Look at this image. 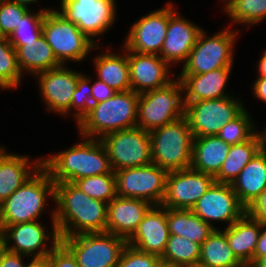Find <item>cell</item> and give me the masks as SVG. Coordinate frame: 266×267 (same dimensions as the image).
Listing matches in <instances>:
<instances>
[{
    "instance_id": "obj_1",
    "label": "cell",
    "mask_w": 266,
    "mask_h": 267,
    "mask_svg": "<svg viewBox=\"0 0 266 267\" xmlns=\"http://www.w3.org/2000/svg\"><path fill=\"white\" fill-rule=\"evenodd\" d=\"M54 203L60 238L106 232L108 203L91 198L74 183H55Z\"/></svg>"
},
{
    "instance_id": "obj_2",
    "label": "cell",
    "mask_w": 266,
    "mask_h": 267,
    "mask_svg": "<svg viewBox=\"0 0 266 267\" xmlns=\"http://www.w3.org/2000/svg\"><path fill=\"white\" fill-rule=\"evenodd\" d=\"M84 138L55 155L42 158V166L54 183L72 182L84 177L115 173L99 139Z\"/></svg>"
},
{
    "instance_id": "obj_3",
    "label": "cell",
    "mask_w": 266,
    "mask_h": 267,
    "mask_svg": "<svg viewBox=\"0 0 266 267\" xmlns=\"http://www.w3.org/2000/svg\"><path fill=\"white\" fill-rule=\"evenodd\" d=\"M138 100L139 94L131 89L92 104L77 124L80 136L100 139L111 132L137 127Z\"/></svg>"
},
{
    "instance_id": "obj_4",
    "label": "cell",
    "mask_w": 266,
    "mask_h": 267,
    "mask_svg": "<svg viewBox=\"0 0 266 267\" xmlns=\"http://www.w3.org/2000/svg\"><path fill=\"white\" fill-rule=\"evenodd\" d=\"M54 201L55 183L41 166L11 196L0 204V230L8 225L38 221L47 198Z\"/></svg>"
},
{
    "instance_id": "obj_5",
    "label": "cell",
    "mask_w": 266,
    "mask_h": 267,
    "mask_svg": "<svg viewBox=\"0 0 266 267\" xmlns=\"http://www.w3.org/2000/svg\"><path fill=\"white\" fill-rule=\"evenodd\" d=\"M149 133L152 163L168 172L191 167L194 136L185 117Z\"/></svg>"
},
{
    "instance_id": "obj_6",
    "label": "cell",
    "mask_w": 266,
    "mask_h": 267,
    "mask_svg": "<svg viewBox=\"0 0 266 267\" xmlns=\"http://www.w3.org/2000/svg\"><path fill=\"white\" fill-rule=\"evenodd\" d=\"M42 36L52 48L61 65L70 61L80 62L90 51L99 47V41L91 40L79 27L67 21L57 10L46 12L42 23Z\"/></svg>"
},
{
    "instance_id": "obj_7",
    "label": "cell",
    "mask_w": 266,
    "mask_h": 267,
    "mask_svg": "<svg viewBox=\"0 0 266 267\" xmlns=\"http://www.w3.org/2000/svg\"><path fill=\"white\" fill-rule=\"evenodd\" d=\"M185 104L181 81L139 94L137 127L148 132L184 117Z\"/></svg>"
},
{
    "instance_id": "obj_8",
    "label": "cell",
    "mask_w": 266,
    "mask_h": 267,
    "mask_svg": "<svg viewBox=\"0 0 266 267\" xmlns=\"http://www.w3.org/2000/svg\"><path fill=\"white\" fill-rule=\"evenodd\" d=\"M238 32V29L228 27L208 37L202 29L180 74H203L220 68H232Z\"/></svg>"
},
{
    "instance_id": "obj_9",
    "label": "cell",
    "mask_w": 266,
    "mask_h": 267,
    "mask_svg": "<svg viewBox=\"0 0 266 267\" xmlns=\"http://www.w3.org/2000/svg\"><path fill=\"white\" fill-rule=\"evenodd\" d=\"M79 267H116L127 240L109 232L86 233L60 238Z\"/></svg>"
},
{
    "instance_id": "obj_10",
    "label": "cell",
    "mask_w": 266,
    "mask_h": 267,
    "mask_svg": "<svg viewBox=\"0 0 266 267\" xmlns=\"http://www.w3.org/2000/svg\"><path fill=\"white\" fill-rule=\"evenodd\" d=\"M113 171L152 163L150 133L139 127L115 131L102 136Z\"/></svg>"
},
{
    "instance_id": "obj_11",
    "label": "cell",
    "mask_w": 266,
    "mask_h": 267,
    "mask_svg": "<svg viewBox=\"0 0 266 267\" xmlns=\"http://www.w3.org/2000/svg\"><path fill=\"white\" fill-rule=\"evenodd\" d=\"M184 104V117L194 138L217 135L223 125L235 119L245 109L244 103L234 96Z\"/></svg>"
},
{
    "instance_id": "obj_12",
    "label": "cell",
    "mask_w": 266,
    "mask_h": 267,
    "mask_svg": "<svg viewBox=\"0 0 266 267\" xmlns=\"http://www.w3.org/2000/svg\"><path fill=\"white\" fill-rule=\"evenodd\" d=\"M115 172L117 196L161 205L166 192L168 171L154 163Z\"/></svg>"
},
{
    "instance_id": "obj_13",
    "label": "cell",
    "mask_w": 266,
    "mask_h": 267,
    "mask_svg": "<svg viewBox=\"0 0 266 267\" xmlns=\"http://www.w3.org/2000/svg\"><path fill=\"white\" fill-rule=\"evenodd\" d=\"M59 7L56 10L93 41L116 22V0H60Z\"/></svg>"
},
{
    "instance_id": "obj_14",
    "label": "cell",
    "mask_w": 266,
    "mask_h": 267,
    "mask_svg": "<svg viewBox=\"0 0 266 267\" xmlns=\"http://www.w3.org/2000/svg\"><path fill=\"white\" fill-rule=\"evenodd\" d=\"M50 216L52 221V229L50 231L52 232L48 231L47 227L45 225L43 226L39 221L13 224L4 227L2 231L7 241L8 251L26 255L29 258L48 256L60 242L54 219V209L51 211ZM47 243L51 245L48 246Z\"/></svg>"
},
{
    "instance_id": "obj_15",
    "label": "cell",
    "mask_w": 266,
    "mask_h": 267,
    "mask_svg": "<svg viewBox=\"0 0 266 267\" xmlns=\"http://www.w3.org/2000/svg\"><path fill=\"white\" fill-rule=\"evenodd\" d=\"M171 2L143 15L131 25L124 48L143 54L160 55L166 37L169 17L175 12Z\"/></svg>"
},
{
    "instance_id": "obj_16",
    "label": "cell",
    "mask_w": 266,
    "mask_h": 267,
    "mask_svg": "<svg viewBox=\"0 0 266 267\" xmlns=\"http://www.w3.org/2000/svg\"><path fill=\"white\" fill-rule=\"evenodd\" d=\"M214 182L213 176L191 167L169 171L161 205L170 209L191 210Z\"/></svg>"
},
{
    "instance_id": "obj_17",
    "label": "cell",
    "mask_w": 266,
    "mask_h": 267,
    "mask_svg": "<svg viewBox=\"0 0 266 267\" xmlns=\"http://www.w3.org/2000/svg\"><path fill=\"white\" fill-rule=\"evenodd\" d=\"M191 211L214 229H219L213 225L214 221L226 222L229 227L246 213V207L231 184L214 182Z\"/></svg>"
},
{
    "instance_id": "obj_18",
    "label": "cell",
    "mask_w": 266,
    "mask_h": 267,
    "mask_svg": "<svg viewBox=\"0 0 266 267\" xmlns=\"http://www.w3.org/2000/svg\"><path fill=\"white\" fill-rule=\"evenodd\" d=\"M81 74L61 65L34 75L38 77L40 95L48 111L70 116L72 96Z\"/></svg>"
},
{
    "instance_id": "obj_19",
    "label": "cell",
    "mask_w": 266,
    "mask_h": 267,
    "mask_svg": "<svg viewBox=\"0 0 266 267\" xmlns=\"http://www.w3.org/2000/svg\"><path fill=\"white\" fill-rule=\"evenodd\" d=\"M131 89L135 93L163 88L177 77L170 73L169 65L160 55L143 54L127 49Z\"/></svg>"
},
{
    "instance_id": "obj_20",
    "label": "cell",
    "mask_w": 266,
    "mask_h": 267,
    "mask_svg": "<svg viewBox=\"0 0 266 267\" xmlns=\"http://www.w3.org/2000/svg\"><path fill=\"white\" fill-rule=\"evenodd\" d=\"M169 236L167 208L162 205H152L134 234L127 240V245L161 258Z\"/></svg>"
},
{
    "instance_id": "obj_21",
    "label": "cell",
    "mask_w": 266,
    "mask_h": 267,
    "mask_svg": "<svg viewBox=\"0 0 266 267\" xmlns=\"http://www.w3.org/2000/svg\"><path fill=\"white\" fill-rule=\"evenodd\" d=\"M202 28L178 12L169 17L166 37L160 56L170 65L185 63ZM182 61V62H181Z\"/></svg>"
},
{
    "instance_id": "obj_22",
    "label": "cell",
    "mask_w": 266,
    "mask_h": 267,
    "mask_svg": "<svg viewBox=\"0 0 266 267\" xmlns=\"http://www.w3.org/2000/svg\"><path fill=\"white\" fill-rule=\"evenodd\" d=\"M151 206L145 200L116 196L108 203L106 232L128 240Z\"/></svg>"
},
{
    "instance_id": "obj_23",
    "label": "cell",
    "mask_w": 266,
    "mask_h": 267,
    "mask_svg": "<svg viewBox=\"0 0 266 267\" xmlns=\"http://www.w3.org/2000/svg\"><path fill=\"white\" fill-rule=\"evenodd\" d=\"M231 70V68H220L203 74L176 75L185 94L184 103L231 96L225 91Z\"/></svg>"
},
{
    "instance_id": "obj_24",
    "label": "cell",
    "mask_w": 266,
    "mask_h": 267,
    "mask_svg": "<svg viewBox=\"0 0 266 267\" xmlns=\"http://www.w3.org/2000/svg\"><path fill=\"white\" fill-rule=\"evenodd\" d=\"M42 166V158L33 163L29 156L4 152L0 157V204L11 196Z\"/></svg>"
},
{
    "instance_id": "obj_25",
    "label": "cell",
    "mask_w": 266,
    "mask_h": 267,
    "mask_svg": "<svg viewBox=\"0 0 266 267\" xmlns=\"http://www.w3.org/2000/svg\"><path fill=\"white\" fill-rule=\"evenodd\" d=\"M233 254L243 265H252L261 232V223L245 213L229 227L222 229Z\"/></svg>"
},
{
    "instance_id": "obj_26",
    "label": "cell",
    "mask_w": 266,
    "mask_h": 267,
    "mask_svg": "<svg viewBox=\"0 0 266 267\" xmlns=\"http://www.w3.org/2000/svg\"><path fill=\"white\" fill-rule=\"evenodd\" d=\"M230 145L217 135L194 138L191 168L215 177L226 160Z\"/></svg>"
},
{
    "instance_id": "obj_27",
    "label": "cell",
    "mask_w": 266,
    "mask_h": 267,
    "mask_svg": "<svg viewBox=\"0 0 266 267\" xmlns=\"http://www.w3.org/2000/svg\"><path fill=\"white\" fill-rule=\"evenodd\" d=\"M106 52L96 55L92 60L96 69L97 78L117 92L131 90L130 68L127 49L122 54Z\"/></svg>"
},
{
    "instance_id": "obj_28",
    "label": "cell",
    "mask_w": 266,
    "mask_h": 267,
    "mask_svg": "<svg viewBox=\"0 0 266 267\" xmlns=\"http://www.w3.org/2000/svg\"><path fill=\"white\" fill-rule=\"evenodd\" d=\"M231 186L245 207L266 188V150L261 149L257 153Z\"/></svg>"
},
{
    "instance_id": "obj_29",
    "label": "cell",
    "mask_w": 266,
    "mask_h": 267,
    "mask_svg": "<svg viewBox=\"0 0 266 267\" xmlns=\"http://www.w3.org/2000/svg\"><path fill=\"white\" fill-rule=\"evenodd\" d=\"M16 52L18 66L22 74H25V71L28 75L34 76L37 73L61 66L52 48L42 35L37 41L21 45Z\"/></svg>"
},
{
    "instance_id": "obj_30",
    "label": "cell",
    "mask_w": 266,
    "mask_h": 267,
    "mask_svg": "<svg viewBox=\"0 0 266 267\" xmlns=\"http://www.w3.org/2000/svg\"><path fill=\"white\" fill-rule=\"evenodd\" d=\"M261 149V141L257 132L249 140L231 145L226 160L214 177L215 182L232 184L242 169Z\"/></svg>"
},
{
    "instance_id": "obj_31",
    "label": "cell",
    "mask_w": 266,
    "mask_h": 267,
    "mask_svg": "<svg viewBox=\"0 0 266 267\" xmlns=\"http://www.w3.org/2000/svg\"><path fill=\"white\" fill-rule=\"evenodd\" d=\"M167 225L169 233L188 238L202 245L214 228L191 210L167 208Z\"/></svg>"
},
{
    "instance_id": "obj_32",
    "label": "cell",
    "mask_w": 266,
    "mask_h": 267,
    "mask_svg": "<svg viewBox=\"0 0 266 267\" xmlns=\"http://www.w3.org/2000/svg\"><path fill=\"white\" fill-rule=\"evenodd\" d=\"M199 263L208 267H242L230 248L226 235L221 229L213 232L201 245Z\"/></svg>"
},
{
    "instance_id": "obj_33",
    "label": "cell",
    "mask_w": 266,
    "mask_h": 267,
    "mask_svg": "<svg viewBox=\"0 0 266 267\" xmlns=\"http://www.w3.org/2000/svg\"><path fill=\"white\" fill-rule=\"evenodd\" d=\"M201 245L188 238L170 234L162 263L173 267H185L199 262Z\"/></svg>"
},
{
    "instance_id": "obj_34",
    "label": "cell",
    "mask_w": 266,
    "mask_h": 267,
    "mask_svg": "<svg viewBox=\"0 0 266 267\" xmlns=\"http://www.w3.org/2000/svg\"><path fill=\"white\" fill-rule=\"evenodd\" d=\"M54 8L40 9L38 12H31V9L21 18L20 24L8 37L11 45L17 50L21 45L37 41L42 35V23L46 12Z\"/></svg>"
},
{
    "instance_id": "obj_35",
    "label": "cell",
    "mask_w": 266,
    "mask_h": 267,
    "mask_svg": "<svg viewBox=\"0 0 266 267\" xmlns=\"http://www.w3.org/2000/svg\"><path fill=\"white\" fill-rule=\"evenodd\" d=\"M22 75L17 62L16 49L7 37L0 36V89H18Z\"/></svg>"
},
{
    "instance_id": "obj_36",
    "label": "cell",
    "mask_w": 266,
    "mask_h": 267,
    "mask_svg": "<svg viewBox=\"0 0 266 267\" xmlns=\"http://www.w3.org/2000/svg\"><path fill=\"white\" fill-rule=\"evenodd\" d=\"M224 11L231 22L249 28L266 18V0H234Z\"/></svg>"
},
{
    "instance_id": "obj_37",
    "label": "cell",
    "mask_w": 266,
    "mask_h": 267,
    "mask_svg": "<svg viewBox=\"0 0 266 267\" xmlns=\"http://www.w3.org/2000/svg\"><path fill=\"white\" fill-rule=\"evenodd\" d=\"M74 184L93 199L109 203L117 196L115 173L84 177Z\"/></svg>"
},
{
    "instance_id": "obj_38",
    "label": "cell",
    "mask_w": 266,
    "mask_h": 267,
    "mask_svg": "<svg viewBox=\"0 0 266 267\" xmlns=\"http://www.w3.org/2000/svg\"><path fill=\"white\" fill-rule=\"evenodd\" d=\"M247 108L226 123L217 134L225 143L235 145L249 140L257 131Z\"/></svg>"
},
{
    "instance_id": "obj_39",
    "label": "cell",
    "mask_w": 266,
    "mask_h": 267,
    "mask_svg": "<svg viewBox=\"0 0 266 267\" xmlns=\"http://www.w3.org/2000/svg\"><path fill=\"white\" fill-rule=\"evenodd\" d=\"M92 105V84L89 76L81 74L77 80V88L71 101V112L74 113V121L78 124L89 112ZM74 109V110H73ZM73 110V111H72ZM75 111V112H74Z\"/></svg>"
},
{
    "instance_id": "obj_40",
    "label": "cell",
    "mask_w": 266,
    "mask_h": 267,
    "mask_svg": "<svg viewBox=\"0 0 266 267\" xmlns=\"http://www.w3.org/2000/svg\"><path fill=\"white\" fill-rule=\"evenodd\" d=\"M29 10L30 7L17 2L0 0V36L8 38Z\"/></svg>"
},
{
    "instance_id": "obj_41",
    "label": "cell",
    "mask_w": 266,
    "mask_h": 267,
    "mask_svg": "<svg viewBox=\"0 0 266 267\" xmlns=\"http://www.w3.org/2000/svg\"><path fill=\"white\" fill-rule=\"evenodd\" d=\"M162 260L157 255L144 253L127 245L116 267H159Z\"/></svg>"
},
{
    "instance_id": "obj_42",
    "label": "cell",
    "mask_w": 266,
    "mask_h": 267,
    "mask_svg": "<svg viewBox=\"0 0 266 267\" xmlns=\"http://www.w3.org/2000/svg\"><path fill=\"white\" fill-rule=\"evenodd\" d=\"M50 267H79L73 254L59 242L48 254Z\"/></svg>"
},
{
    "instance_id": "obj_43",
    "label": "cell",
    "mask_w": 266,
    "mask_h": 267,
    "mask_svg": "<svg viewBox=\"0 0 266 267\" xmlns=\"http://www.w3.org/2000/svg\"><path fill=\"white\" fill-rule=\"evenodd\" d=\"M246 213L261 224H266V188L246 207Z\"/></svg>"
},
{
    "instance_id": "obj_44",
    "label": "cell",
    "mask_w": 266,
    "mask_h": 267,
    "mask_svg": "<svg viewBox=\"0 0 266 267\" xmlns=\"http://www.w3.org/2000/svg\"><path fill=\"white\" fill-rule=\"evenodd\" d=\"M95 82H92V104L101 103L109 98L113 97L117 91L107 86L103 81L96 78Z\"/></svg>"
},
{
    "instance_id": "obj_45",
    "label": "cell",
    "mask_w": 266,
    "mask_h": 267,
    "mask_svg": "<svg viewBox=\"0 0 266 267\" xmlns=\"http://www.w3.org/2000/svg\"><path fill=\"white\" fill-rule=\"evenodd\" d=\"M24 257L26 258V255L7 251L3 256L0 267H25Z\"/></svg>"
},
{
    "instance_id": "obj_46",
    "label": "cell",
    "mask_w": 266,
    "mask_h": 267,
    "mask_svg": "<svg viewBox=\"0 0 266 267\" xmlns=\"http://www.w3.org/2000/svg\"><path fill=\"white\" fill-rule=\"evenodd\" d=\"M263 257H266V224H261V232L253 255L252 264Z\"/></svg>"
},
{
    "instance_id": "obj_47",
    "label": "cell",
    "mask_w": 266,
    "mask_h": 267,
    "mask_svg": "<svg viewBox=\"0 0 266 267\" xmlns=\"http://www.w3.org/2000/svg\"><path fill=\"white\" fill-rule=\"evenodd\" d=\"M252 86V93L258 100L266 103V78L257 77Z\"/></svg>"
},
{
    "instance_id": "obj_48",
    "label": "cell",
    "mask_w": 266,
    "mask_h": 267,
    "mask_svg": "<svg viewBox=\"0 0 266 267\" xmlns=\"http://www.w3.org/2000/svg\"><path fill=\"white\" fill-rule=\"evenodd\" d=\"M25 267H50L49 257H33Z\"/></svg>"
},
{
    "instance_id": "obj_49",
    "label": "cell",
    "mask_w": 266,
    "mask_h": 267,
    "mask_svg": "<svg viewBox=\"0 0 266 267\" xmlns=\"http://www.w3.org/2000/svg\"><path fill=\"white\" fill-rule=\"evenodd\" d=\"M258 76L266 78V50L262 52V56L257 63Z\"/></svg>"
},
{
    "instance_id": "obj_50",
    "label": "cell",
    "mask_w": 266,
    "mask_h": 267,
    "mask_svg": "<svg viewBox=\"0 0 266 267\" xmlns=\"http://www.w3.org/2000/svg\"><path fill=\"white\" fill-rule=\"evenodd\" d=\"M7 251V241L4 232L0 230V263L2 262L3 256Z\"/></svg>"
},
{
    "instance_id": "obj_51",
    "label": "cell",
    "mask_w": 266,
    "mask_h": 267,
    "mask_svg": "<svg viewBox=\"0 0 266 267\" xmlns=\"http://www.w3.org/2000/svg\"><path fill=\"white\" fill-rule=\"evenodd\" d=\"M257 133L260 137L262 149L266 150V127H264L263 132L258 130Z\"/></svg>"
},
{
    "instance_id": "obj_52",
    "label": "cell",
    "mask_w": 266,
    "mask_h": 267,
    "mask_svg": "<svg viewBox=\"0 0 266 267\" xmlns=\"http://www.w3.org/2000/svg\"><path fill=\"white\" fill-rule=\"evenodd\" d=\"M251 266L252 267H266V257L259 258Z\"/></svg>"
},
{
    "instance_id": "obj_53",
    "label": "cell",
    "mask_w": 266,
    "mask_h": 267,
    "mask_svg": "<svg viewBox=\"0 0 266 267\" xmlns=\"http://www.w3.org/2000/svg\"><path fill=\"white\" fill-rule=\"evenodd\" d=\"M11 1L17 2L21 5L26 6V7L31 6L30 4H32V3L38 2V0H11Z\"/></svg>"
},
{
    "instance_id": "obj_54",
    "label": "cell",
    "mask_w": 266,
    "mask_h": 267,
    "mask_svg": "<svg viewBox=\"0 0 266 267\" xmlns=\"http://www.w3.org/2000/svg\"><path fill=\"white\" fill-rule=\"evenodd\" d=\"M219 1H224L225 3L223 4L224 5V9H223V12L224 10H226V8L234 1V0H219Z\"/></svg>"
},
{
    "instance_id": "obj_55",
    "label": "cell",
    "mask_w": 266,
    "mask_h": 267,
    "mask_svg": "<svg viewBox=\"0 0 266 267\" xmlns=\"http://www.w3.org/2000/svg\"><path fill=\"white\" fill-rule=\"evenodd\" d=\"M185 267H208V266H206V265H204L202 263L197 262V263H194V264H191V265H187Z\"/></svg>"
},
{
    "instance_id": "obj_56",
    "label": "cell",
    "mask_w": 266,
    "mask_h": 267,
    "mask_svg": "<svg viewBox=\"0 0 266 267\" xmlns=\"http://www.w3.org/2000/svg\"><path fill=\"white\" fill-rule=\"evenodd\" d=\"M5 149H6V148H5V147L3 148L2 145L0 146V157H1V156L3 155V153L6 151Z\"/></svg>"
},
{
    "instance_id": "obj_57",
    "label": "cell",
    "mask_w": 266,
    "mask_h": 267,
    "mask_svg": "<svg viewBox=\"0 0 266 267\" xmlns=\"http://www.w3.org/2000/svg\"><path fill=\"white\" fill-rule=\"evenodd\" d=\"M159 267H173V266H169V265H166V264H161Z\"/></svg>"
},
{
    "instance_id": "obj_58",
    "label": "cell",
    "mask_w": 266,
    "mask_h": 267,
    "mask_svg": "<svg viewBox=\"0 0 266 267\" xmlns=\"http://www.w3.org/2000/svg\"><path fill=\"white\" fill-rule=\"evenodd\" d=\"M242 267H252V266H250V265H243Z\"/></svg>"
}]
</instances>
